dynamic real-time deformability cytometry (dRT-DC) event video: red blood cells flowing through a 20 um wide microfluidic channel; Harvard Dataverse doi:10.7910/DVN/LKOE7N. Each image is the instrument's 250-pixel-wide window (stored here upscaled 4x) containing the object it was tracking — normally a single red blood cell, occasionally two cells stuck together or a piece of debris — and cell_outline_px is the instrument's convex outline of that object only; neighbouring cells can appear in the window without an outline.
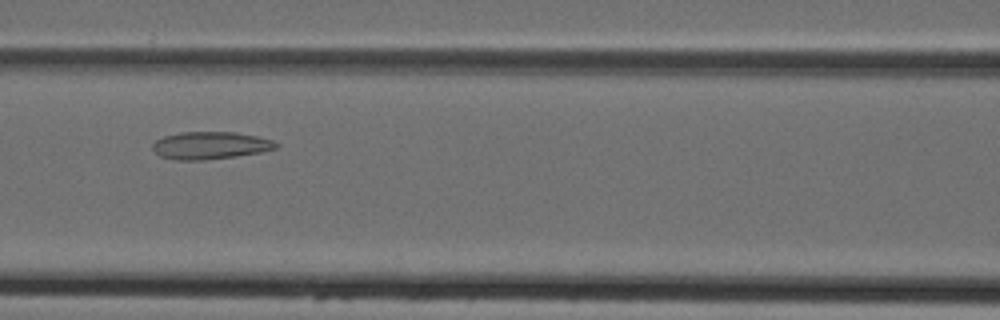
{"species": "Egyptian fruit bat (a non-hibernating species)", "species_latin": "Rousettus aegyptiacus", "temperature_condition": "cold", "stored_images_in_passage": 6, "camera_frame_rate_fps": 3000, "um_per_image_px": 0.085, "animal": {"sex": "female"}, "frame": {"image": 1, "passage_image": 6, "time_ms": 6.667, "image_size_px": [1000, 320], "cell_outline_px": [[280, 148], [260, 152], [236, 156], [204, 160], [176, 160], [160, 156], [152, 148], [152, 144], [156, 140], [164, 136], [180, 132], [236, 132], [256, 136], [272, 140], [280, 144]], "centroid_in_image_um": [17.9, 12.36], "position_along_channel_um": 148.7, "area_um2": 19.83}}